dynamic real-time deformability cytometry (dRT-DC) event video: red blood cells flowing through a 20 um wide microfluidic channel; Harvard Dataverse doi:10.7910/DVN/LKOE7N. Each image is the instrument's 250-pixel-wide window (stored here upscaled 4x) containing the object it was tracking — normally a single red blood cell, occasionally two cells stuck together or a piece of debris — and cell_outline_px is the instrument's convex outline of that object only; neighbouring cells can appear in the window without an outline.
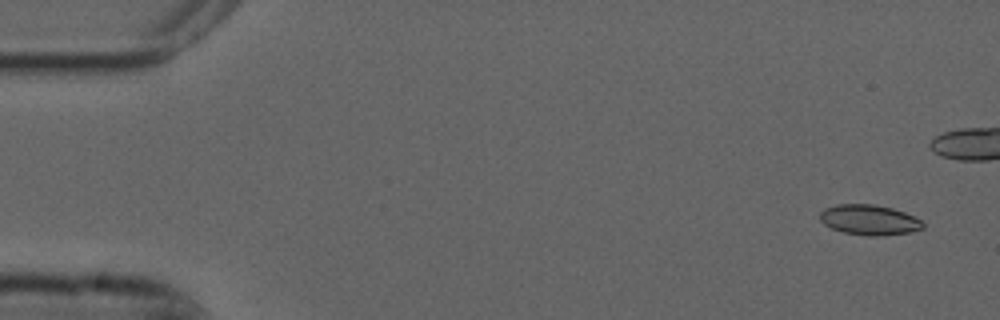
{"species": "common noctule bat (a hibernating species)", "species_latin": "Nyctalus noctula", "temperature_condition": "cold", "stored_images_in_passage": 6, "camera_frame_rate_fps": 3000, "um_per_image_px": 0.085, "animal": {"sex": "male", "forearm_length_mm": 52.5}, "frame": {"image": 1, "passage_image": 1, "time_ms": 0.0, "image_size_px": [1000, 320], "cell_outline_px": [[924, 228], [908, 232], [880, 236], [868, 236], [844, 232], [832, 228], [824, 224], [820, 220], [820, 212], [824, 208], [836, 204], [872, 204], [892, 208], [904, 212], [920, 220], [924, 224]], "centroid_in_image_um": [73.86, 18.68], "position_along_channel_um": 11.1, "area_um2": 18.03}}
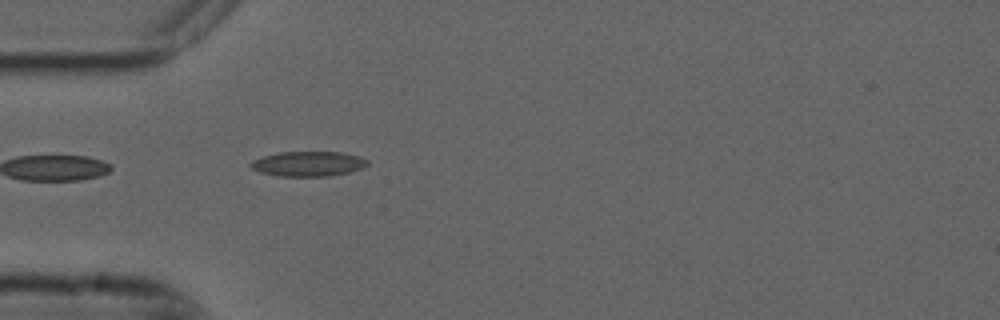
{"frame": {"image": 2, "passage_image": 6, "time_ms": 1.667, "image_size_px": [1000, 320], "cell_outline_px": [[368, 164], [360, 168], [348, 172], [328, 176], [276, 176], [260, 172], [252, 168], [248, 164], [252, 160], [264, 156], [280, 152], [340, 152], [360, 156], [368, 160]], "centroid_in_image_um": [26.17, 13.92], "position_along_channel_um": 58.8, "area_um2": 16.88}}